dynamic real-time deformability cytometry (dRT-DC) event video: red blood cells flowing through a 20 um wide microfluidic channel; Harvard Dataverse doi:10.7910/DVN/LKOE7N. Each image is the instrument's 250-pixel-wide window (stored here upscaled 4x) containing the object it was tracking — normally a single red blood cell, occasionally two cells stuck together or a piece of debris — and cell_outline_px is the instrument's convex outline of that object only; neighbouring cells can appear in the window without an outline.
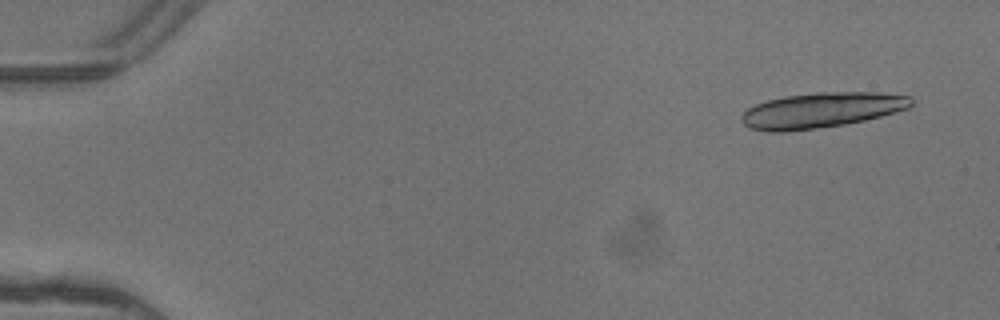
{"species": "common noctule bat (a hibernating species)", "species_latin": "Nyctalus noctula", "temperature_condition": "warm", "stored_images_in_passage": 4, "camera_frame_rate_fps": 3000, "um_per_image_px": 0.085, "animal": {"sex": "female"}, "frame": {"image": 1, "passage_image": 1, "time_ms": 0.0, "image_size_px": [1000, 320], "cell_outline_px": [[912, 104], [908, 108], [880, 116], [864, 120], [844, 124], [816, 128], [784, 132], [768, 132], [748, 128], [744, 124], [740, 116], [748, 108], [756, 104], [768, 100], [784, 96], [816, 92], [876, 92], [912, 96]], "centroid_in_image_um": [69.8, 9.36], "position_along_channel_um": 15.2, "area_um2": 34.85}}